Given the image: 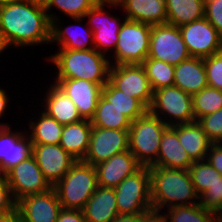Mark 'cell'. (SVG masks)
I'll return each mask as SVG.
<instances>
[{"label":"cell","instance_id":"obj_1","mask_svg":"<svg viewBox=\"0 0 222 222\" xmlns=\"http://www.w3.org/2000/svg\"><path fill=\"white\" fill-rule=\"evenodd\" d=\"M0 34L8 49L50 45L51 21L45 5L35 0H11L0 6Z\"/></svg>","mask_w":222,"mask_h":222},{"label":"cell","instance_id":"obj_2","mask_svg":"<svg viewBox=\"0 0 222 222\" xmlns=\"http://www.w3.org/2000/svg\"><path fill=\"white\" fill-rule=\"evenodd\" d=\"M149 172L152 208L164 211L199 203L189 170L149 166Z\"/></svg>","mask_w":222,"mask_h":222},{"label":"cell","instance_id":"obj_3","mask_svg":"<svg viewBox=\"0 0 222 222\" xmlns=\"http://www.w3.org/2000/svg\"><path fill=\"white\" fill-rule=\"evenodd\" d=\"M45 59L57 68L54 79H84L98 85L109 81L110 59L96 49H58Z\"/></svg>","mask_w":222,"mask_h":222},{"label":"cell","instance_id":"obj_4","mask_svg":"<svg viewBox=\"0 0 222 222\" xmlns=\"http://www.w3.org/2000/svg\"><path fill=\"white\" fill-rule=\"evenodd\" d=\"M98 187L95 166L77 161L53 188L63 209L83 210Z\"/></svg>","mask_w":222,"mask_h":222},{"label":"cell","instance_id":"obj_5","mask_svg":"<svg viewBox=\"0 0 222 222\" xmlns=\"http://www.w3.org/2000/svg\"><path fill=\"white\" fill-rule=\"evenodd\" d=\"M169 126L147 111L131 122L129 151L142 166H152L158 158L161 138Z\"/></svg>","mask_w":222,"mask_h":222},{"label":"cell","instance_id":"obj_6","mask_svg":"<svg viewBox=\"0 0 222 222\" xmlns=\"http://www.w3.org/2000/svg\"><path fill=\"white\" fill-rule=\"evenodd\" d=\"M151 28L149 24L126 19L120 28L113 56H109L110 64H142L149 53Z\"/></svg>","mask_w":222,"mask_h":222},{"label":"cell","instance_id":"obj_7","mask_svg":"<svg viewBox=\"0 0 222 222\" xmlns=\"http://www.w3.org/2000/svg\"><path fill=\"white\" fill-rule=\"evenodd\" d=\"M148 111L168 126L195 121L192 95L176 86L155 90Z\"/></svg>","mask_w":222,"mask_h":222},{"label":"cell","instance_id":"obj_8","mask_svg":"<svg viewBox=\"0 0 222 222\" xmlns=\"http://www.w3.org/2000/svg\"><path fill=\"white\" fill-rule=\"evenodd\" d=\"M114 191L119 214L144 213L152 208L149 167L142 166L126 177Z\"/></svg>","mask_w":222,"mask_h":222},{"label":"cell","instance_id":"obj_9","mask_svg":"<svg viewBox=\"0 0 222 222\" xmlns=\"http://www.w3.org/2000/svg\"><path fill=\"white\" fill-rule=\"evenodd\" d=\"M108 7L109 9L114 7L116 10V8L118 9V4L96 3L85 14L84 18L88 19L87 24L93 32L94 49L109 57V54L115 51L118 34L126 17L118 18L119 16L110 15L105 10Z\"/></svg>","mask_w":222,"mask_h":222},{"label":"cell","instance_id":"obj_10","mask_svg":"<svg viewBox=\"0 0 222 222\" xmlns=\"http://www.w3.org/2000/svg\"><path fill=\"white\" fill-rule=\"evenodd\" d=\"M147 57L175 66L191 55L179 27L166 23L152 26Z\"/></svg>","mask_w":222,"mask_h":222},{"label":"cell","instance_id":"obj_11","mask_svg":"<svg viewBox=\"0 0 222 222\" xmlns=\"http://www.w3.org/2000/svg\"><path fill=\"white\" fill-rule=\"evenodd\" d=\"M4 177L16 202L26 196L43 193L52 188L33 155L10 169Z\"/></svg>","mask_w":222,"mask_h":222},{"label":"cell","instance_id":"obj_12","mask_svg":"<svg viewBox=\"0 0 222 222\" xmlns=\"http://www.w3.org/2000/svg\"><path fill=\"white\" fill-rule=\"evenodd\" d=\"M109 81L119 90L138 99L147 109L153 100V89L141 64L111 65Z\"/></svg>","mask_w":222,"mask_h":222},{"label":"cell","instance_id":"obj_13","mask_svg":"<svg viewBox=\"0 0 222 222\" xmlns=\"http://www.w3.org/2000/svg\"><path fill=\"white\" fill-rule=\"evenodd\" d=\"M179 29L191 57L206 58L222 51V38L205 17Z\"/></svg>","mask_w":222,"mask_h":222},{"label":"cell","instance_id":"obj_14","mask_svg":"<svg viewBox=\"0 0 222 222\" xmlns=\"http://www.w3.org/2000/svg\"><path fill=\"white\" fill-rule=\"evenodd\" d=\"M126 150H129V130L92 127L89 149L83 162L96 166Z\"/></svg>","mask_w":222,"mask_h":222},{"label":"cell","instance_id":"obj_15","mask_svg":"<svg viewBox=\"0 0 222 222\" xmlns=\"http://www.w3.org/2000/svg\"><path fill=\"white\" fill-rule=\"evenodd\" d=\"M32 155L36 159L44 178L52 187L77 162L59 144H32Z\"/></svg>","mask_w":222,"mask_h":222},{"label":"cell","instance_id":"obj_16","mask_svg":"<svg viewBox=\"0 0 222 222\" xmlns=\"http://www.w3.org/2000/svg\"><path fill=\"white\" fill-rule=\"evenodd\" d=\"M16 208L22 222H56L63 209L53 187L46 192L18 200Z\"/></svg>","mask_w":222,"mask_h":222},{"label":"cell","instance_id":"obj_17","mask_svg":"<svg viewBox=\"0 0 222 222\" xmlns=\"http://www.w3.org/2000/svg\"><path fill=\"white\" fill-rule=\"evenodd\" d=\"M11 126L0 127V176L32 155V141L27 131H12Z\"/></svg>","mask_w":222,"mask_h":222},{"label":"cell","instance_id":"obj_18","mask_svg":"<svg viewBox=\"0 0 222 222\" xmlns=\"http://www.w3.org/2000/svg\"><path fill=\"white\" fill-rule=\"evenodd\" d=\"M55 83L76 105L83 119L91 120L94 116L102 88L84 79H54Z\"/></svg>","mask_w":222,"mask_h":222},{"label":"cell","instance_id":"obj_19","mask_svg":"<svg viewBox=\"0 0 222 222\" xmlns=\"http://www.w3.org/2000/svg\"><path fill=\"white\" fill-rule=\"evenodd\" d=\"M61 17L54 19L51 22V40L50 45L59 44L57 49H70V50H89L94 49L93 32L88 24L82 26V21H85L84 17L72 18L76 23L73 25H67L62 27L60 24ZM80 22V23H79ZM78 25V26H77ZM81 25V26H80ZM87 27V28H85ZM81 28V29H80ZM85 28V29H84Z\"/></svg>","mask_w":222,"mask_h":222},{"label":"cell","instance_id":"obj_20","mask_svg":"<svg viewBox=\"0 0 222 222\" xmlns=\"http://www.w3.org/2000/svg\"><path fill=\"white\" fill-rule=\"evenodd\" d=\"M141 167L142 165L129 150L117 153L95 166L97 184L101 187L115 188Z\"/></svg>","mask_w":222,"mask_h":222},{"label":"cell","instance_id":"obj_21","mask_svg":"<svg viewBox=\"0 0 222 222\" xmlns=\"http://www.w3.org/2000/svg\"><path fill=\"white\" fill-rule=\"evenodd\" d=\"M118 8L124 11L127 20L151 26L167 23L165 0H121Z\"/></svg>","mask_w":222,"mask_h":222},{"label":"cell","instance_id":"obj_22","mask_svg":"<svg viewBox=\"0 0 222 222\" xmlns=\"http://www.w3.org/2000/svg\"><path fill=\"white\" fill-rule=\"evenodd\" d=\"M174 86L193 95L208 86L204 58L190 57L174 66Z\"/></svg>","mask_w":222,"mask_h":222},{"label":"cell","instance_id":"obj_23","mask_svg":"<svg viewBox=\"0 0 222 222\" xmlns=\"http://www.w3.org/2000/svg\"><path fill=\"white\" fill-rule=\"evenodd\" d=\"M47 86L50 87L44 95V102L41 103L44 112L62 125L75 123L83 119L74 102L55 83Z\"/></svg>","mask_w":222,"mask_h":222},{"label":"cell","instance_id":"obj_24","mask_svg":"<svg viewBox=\"0 0 222 222\" xmlns=\"http://www.w3.org/2000/svg\"><path fill=\"white\" fill-rule=\"evenodd\" d=\"M193 161L179 142L177 133L169 126L163 133L157 161L152 166L189 170Z\"/></svg>","mask_w":222,"mask_h":222},{"label":"cell","instance_id":"obj_25","mask_svg":"<svg viewBox=\"0 0 222 222\" xmlns=\"http://www.w3.org/2000/svg\"><path fill=\"white\" fill-rule=\"evenodd\" d=\"M178 135L179 142L192 161L205 160L212 142L197 122L170 126Z\"/></svg>","mask_w":222,"mask_h":222},{"label":"cell","instance_id":"obj_26","mask_svg":"<svg viewBox=\"0 0 222 222\" xmlns=\"http://www.w3.org/2000/svg\"><path fill=\"white\" fill-rule=\"evenodd\" d=\"M83 213L86 222H111L119 214L114 188L98 186Z\"/></svg>","mask_w":222,"mask_h":222},{"label":"cell","instance_id":"obj_27","mask_svg":"<svg viewBox=\"0 0 222 222\" xmlns=\"http://www.w3.org/2000/svg\"><path fill=\"white\" fill-rule=\"evenodd\" d=\"M92 127L88 119L64 125L59 145L77 161H83L89 149Z\"/></svg>","mask_w":222,"mask_h":222},{"label":"cell","instance_id":"obj_28","mask_svg":"<svg viewBox=\"0 0 222 222\" xmlns=\"http://www.w3.org/2000/svg\"><path fill=\"white\" fill-rule=\"evenodd\" d=\"M40 111L38 119H35V116L27 125L29 126L27 134L30 136L32 144H60L64 125L58 123L42 109Z\"/></svg>","mask_w":222,"mask_h":222},{"label":"cell","instance_id":"obj_29","mask_svg":"<svg viewBox=\"0 0 222 222\" xmlns=\"http://www.w3.org/2000/svg\"><path fill=\"white\" fill-rule=\"evenodd\" d=\"M167 23L180 27L204 17L205 0H165Z\"/></svg>","mask_w":222,"mask_h":222},{"label":"cell","instance_id":"obj_30","mask_svg":"<svg viewBox=\"0 0 222 222\" xmlns=\"http://www.w3.org/2000/svg\"><path fill=\"white\" fill-rule=\"evenodd\" d=\"M102 95L131 122L142 117L148 111L138 99L123 93L110 81L102 88Z\"/></svg>","mask_w":222,"mask_h":222},{"label":"cell","instance_id":"obj_31","mask_svg":"<svg viewBox=\"0 0 222 222\" xmlns=\"http://www.w3.org/2000/svg\"><path fill=\"white\" fill-rule=\"evenodd\" d=\"M90 122L93 127L114 130H129L131 126V121L103 95L99 97L94 116Z\"/></svg>","mask_w":222,"mask_h":222},{"label":"cell","instance_id":"obj_32","mask_svg":"<svg viewBox=\"0 0 222 222\" xmlns=\"http://www.w3.org/2000/svg\"><path fill=\"white\" fill-rule=\"evenodd\" d=\"M169 222H219L217 214L198 204L176 206L164 210Z\"/></svg>","mask_w":222,"mask_h":222},{"label":"cell","instance_id":"obj_33","mask_svg":"<svg viewBox=\"0 0 222 222\" xmlns=\"http://www.w3.org/2000/svg\"><path fill=\"white\" fill-rule=\"evenodd\" d=\"M153 91L174 86V65L147 57L141 64Z\"/></svg>","mask_w":222,"mask_h":222},{"label":"cell","instance_id":"obj_34","mask_svg":"<svg viewBox=\"0 0 222 222\" xmlns=\"http://www.w3.org/2000/svg\"><path fill=\"white\" fill-rule=\"evenodd\" d=\"M192 105L195 121H198L222 108V90L207 86L192 95Z\"/></svg>","mask_w":222,"mask_h":222},{"label":"cell","instance_id":"obj_35","mask_svg":"<svg viewBox=\"0 0 222 222\" xmlns=\"http://www.w3.org/2000/svg\"><path fill=\"white\" fill-rule=\"evenodd\" d=\"M96 4L95 0H48L44 5L50 21L59 16L52 13V8L64 13L71 18L84 17L85 14Z\"/></svg>","mask_w":222,"mask_h":222},{"label":"cell","instance_id":"obj_36","mask_svg":"<svg viewBox=\"0 0 222 222\" xmlns=\"http://www.w3.org/2000/svg\"><path fill=\"white\" fill-rule=\"evenodd\" d=\"M189 174L199 197L219 180V176H222L212 167L207 159L193 161V164L189 168Z\"/></svg>","mask_w":222,"mask_h":222},{"label":"cell","instance_id":"obj_37","mask_svg":"<svg viewBox=\"0 0 222 222\" xmlns=\"http://www.w3.org/2000/svg\"><path fill=\"white\" fill-rule=\"evenodd\" d=\"M199 203L205 209L215 212L218 218L222 216V176L199 197Z\"/></svg>","mask_w":222,"mask_h":222},{"label":"cell","instance_id":"obj_38","mask_svg":"<svg viewBox=\"0 0 222 222\" xmlns=\"http://www.w3.org/2000/svg\"><path fill=\"white\" fill-rule=\"evenodd\" d=\"M212 143H222V108L197 121Z\"/></svg>","mask_w":222,"mask_h":222},{"label":"cell","instance_id":"obj_39","mask_svg":"<svg viewBox=\"0 0 222 222\" xmlns=\"http://www.w3.org/2000/svg\"><path fill=\"white\" fill-rule=\"evenodd\" d=\"M208 86L222 90V51L204 58Z\"/></svg>","mask_w":222,"mask_h":222},{"label":"cell","instance_id":"obj_40","mask_svg":"<svg viewBox=\"0 0 222 222\" xmlns=\"http://www.w3.org/2000/svg\"><path fill=\"white\" fill-rule=\"evenodd\" d=\"M204 17L222 38V0H205Z\"/></svg>","mask_w":222,"mask_h":222},{"label":"cell","instance_id":"obj_41","mask_svg":"<svg viewBox=\"0 0 222 222\" xmlns=\"http://www.w3.org/2000/svg\"><path fill=\"white\" fill-rule=\"evenodd\" d=\"M16 208L10 187L4 176H0V214H5Z\"/></svg>","mask_w":222,"mask_h":222},{"label":"cell","instance_id":"obj_42","mask_svg":"<svg viewBox=\"0 0 222 222\" xmlns=\"http://www.w3.org/2000/svg\"><path fill=\"white\" fill-rule=\"evenodd\" d=\"M206 159L222 175V143H212Z\"/></svg>","mask_w":222,"mask_h":222},{"label":"cell","instance_id":"obj_43","mask_svg":"<svg viewBox=\"0 0 222 222\" xmlns=\"http://www.w3.org/2000/svg\"><path fill=\"white\" fill-rule=\"evenodd\" d=\"M56 222H86L83 210L62 209Z\"/></svg>","mask_w":222,"mask_h":222},{"label":"cell","instance_id":"obj_44","mask_svg":"<svg viewBox=\"0 0 222 222\" xmlns=\"http://www.w3.org/2000/svg\"><path fill=\"white\" fill-rule=\"evenodd\" d=\"M141 222H169V219L165 211L150 208L141 213Z\"/></svg>","mask_w":222,"mask_h":222},{"label":"cell","instance_id":"obj_45","mask_svg":"<svg viewBox=\"0 0 222 222\" xmlns=\"http://www.w3.org/2000/svg\"><path fill=\"white\" fill-rule=\"evenodd\" d=\"M8 91H6V89L4 90V88L0 87V119H2V116H5V112L8 110L7 108H9V103H10V98H9V94L7 93ZM6 126H10V124H8L7 122L3 123L0 122V127H6Z\"/></svg>","mask_w":222,"mask_h":222},{"label":"cell","instance_id":"obj_46","mask_svg":"<svg viewBox=\"0 0 222 222\" xmlns=\"http://www.w3.org/2000/svg\"><path fill=\"white\" fill-rule=\"evenodd\" d=\"M111 222H141V213L118 214Z\"/></svg>","mask_w":222,"mask_h":222},{"label":"cell","instance_id":"obj_47","mask_svg":"<svg viewBox=\"0 0 222 222\" xmlns=\"http://www.w3.org/2000/svg\"><path fill=\"white\" fill-rule=\"evenodd\" d=\"M0 222H22L18 209L15 208L8 213L0 214Z\"/></svg>","mask_w":222,"mask_h":222},{"label":"cell","instance_id":"obj_48","mask_svg":"<svg viewBox=\"0 0 222 222\" xmlns=\"http://www.w3.org/2000/svg\"><path fill=\"white\" fill-rule=\"evenodd\" d=\"M8 49V47L6 46L3 38H2V35L0 34V55L3 53V52H6V50Z\"/></svg>","mask_w":222,"mask_h":222},{"label":"cell","instance_id":"obj_49","mask_svg":"<svg viewBox=\"0 0 222 222\" xmlns=\"http://www.w3.org/2000/svg\"><path fill=\"white\" fill-rule=\"evenodd\" d=\"M121 0H95L96 3L118 4Z\"/></svg>","mask_w":222,"mask_h":222},{"label":"cell","instance_id":"obj_50","mask_svg":"<svg viewBox=\"0 0 222 222\" xmlns=\"http://www.w3.org/2000/svg\"><path fill=\"white\" fill-rule=\"evenodd\" d=\"M11 0H0V6L6 5Z\"/></svg>","mask_w":222,"mask_h":222},{"label":"cell","instance_id":"obj_51","mask_svg":"<svg viewBox=\"0 0 222 222\" xmlns=\"http://www.w3.org/2000/svg\"><path fill=\"white\" fill-rule=\"evenodd\" d=\"M37 1L38 3H41V4H45L48 0H35Z\"/></svg>","mask_w":222,"mask_h":222}]
</instances>
